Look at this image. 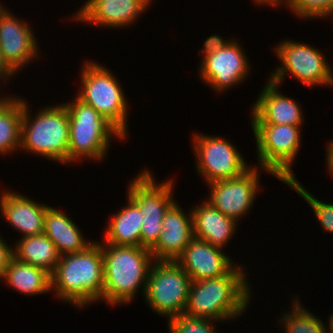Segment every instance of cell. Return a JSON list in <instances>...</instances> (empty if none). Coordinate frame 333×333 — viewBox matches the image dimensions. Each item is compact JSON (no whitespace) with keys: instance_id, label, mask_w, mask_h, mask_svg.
Listing matches in <instances>:
<instances>
[{"instance_id":"cell-25","label":"cell","mask_w":333,"mask_h":333,"mask_svg":"<svg viewBox=\"0 0 333 333\" xmlns=\"http://www.w3.org/2000/svg\"><path fill=\"white\" fill-rule=\"evenodd\" d=\"M22 118L23 100L19 98L0 116V154L21 147Z\"/></svg>"},{"instance_id":"cell-9","label":"cell","mask_w":333,"mask_h":333,"mask_svg":"<svg viewBox=\"0 0 333 333\" xmlns=\"http://www.w3.org/2000/svg\"><path fill=\"white\" fill-rule=\"evenodd\" d=\"M128 184V195L138 206L143 216L141 246L151 249L158 241L166 210L174 202L173 180L157 183L153 175L143 170Z\"/></svg>"},{"instance_id":"cell-2","label":"cell","mask_w":333,"mask_h":333,"mask_svg":"<svg viewBox=\"0 0 333 333\" xmlns=\"http://www.w3.org/2000/svg\"><path fill=\"white\" fill-rule=\"evenodd\" d=\"M103 288V254L96 241L81 252L60 256L51 274L56 296L77 307L103 300Z\"/></svg>"},{"instance_id":"cell-6","label":"cell","mask_w":333,"mask_h":333,"mask_svg":"<svg viewBox=\"0 0 333 333\" xmlns=\"http://www.w3.org/2000/svg\"><path fill=\"white\" fill-rule=\"evenodd\" d=\"M82 68V89L77 96L92 106L124 137L127 135V101L117 78L105 66L87 61Z\"/></svg>"},{"instance_id":"cell-14","label":"cell","mask_w":333,"mask_h":333,"mask_svg":"<svg viewBox=\"0 0 333 333\" xmlns=\"http://www.w3.org/2000/svg\"><path fill=\"white\" fill-rule=\"evenodd\" d=\"M0 5V51L3 60L16 73L37 56V39L23 20Z\"/></svg>"},{"instance_id":"cell-8","label":"cell","mask_w":333,"mask_h":333,"mask_svg":"<svg viewBox=\"0 0 333 333\" xmlns=\"http://www.w3.org/2000/svg\"><path fill=\"white\" fill-rule=\"evenodd\" d=\"M262 170L284 183L295 180L291 163L301 145L300 126L252 125Z\"/></svg>"},{"instance_id":"cell-34","label":"cell","mask_w":333,"mask_h":333,"mask_svg":"<svg viewBox=\"0 0 333 333\" xmlns=\"http://www.w3.org/2000/svg\"><path fill=\"white\" fill-rule=\"evenodd\" d=\"M283 0H254V2L255 3H258V4H268V5H270V6H280V4H282L281 2H282ZM284 2H286V0L285 1H283V3Z\"/></svg>"},{"instance_id":"cell-29","label":"cell","mask_w":333,"mask_h":333,"mask_svg":"<svg viewBox=\"0 0 333 333\" xmlns=\"http://www.w3.org/2000/svg\"><path fill=\"white\" fill-rule=\"evenodd\" d=\"M167 321L170 333H219L213 328V320L208 318L181 314Z\"/></svg>"},{"instance_id":"cell-19","label":"cell","mask_w":333,"mask_h":333,"mask_svg":"<svg viewBox=\"0 0 333 333\" xmlns=\"http://www.w3.org/2000/svg\"><path fill=\"white\" fill-rule=\"evenodd\" d=\"M46 208L47 205L12 191H4L0 195V210L5 220L20 231L22 237L44 233Z\"/></svg>"},{"instance_id":"cell-17","label":"cell","mask_w":333,"mask_h":333,"mask_svg":"<svg viewBox=\"0 0 333 333\" xmlns=\"http://www.w3.org/2000/svg\"><path fill=\"white\" fill-rule=\"evenodd\" d=\"M151 0H88L75 18L95 26L125 27L146 11Z\"/></svg>"},{"instance_id":"cell-16","label":"cell","mask_w":333,"mask_h":333,"mask_svg":"<svg viewBox=\"0 0 333 333\" xmlns=\"http://www.w3.org/2000/svg\"><path fill=\"white\" fill-rule=\"evenodd\" d=\"M221 249L194 237L176 262L192 282L217 278L226 275L235 266Z\"/></svg>"},{"instance_id":"cell-4","label":"cell","mask_w":333,"mask_h":333,"mask_svg":"<svg viewBox=\"0 0 333 333\" xmlns=\"http://www.w3.org/2000/svg\"><path fill=\"white\" fill-rule=\"evenodd\" d=\"M23 100L21 147L32 154L68 163L69 114L64 104L44 107L32 119Z\"/></svg>"},{"instance_id":"cell-23","label":"cell","mask_w":333,"mask_h":333,"mask_svg":"<svg viewBox=\"0 0 333 333\" xmlns=\"http://www.w3.org/2000/svg\"><path fill=\"white\" fill-rule=\"evenodd\" d=\"M3 279L22 294H42L51 289V274L45 269L10 258Z\"/></svg>"},{"instance_id":"cell-1","label":"cell","mask_w":333,"mask_h":333,"mask_svg":"<svg viewBox=\"0 0 333 333\" xmlns=\"http://www.w3.org/2000/svg\"><path fill=\"white\" fill-rule=\"evenodd\" d=\"M217 278L193 281L184 314L214 321L240 317L250 301V288L242 267Z\"/></svg>"},{"instance_id":"cell-7","label":"cell","mask_w":333,"mask_h":333,"mask_svg":"<svg viewBox=\"0 0 333 333\" xmlns=\"http://www.w3.org/2000/svg\"><path fill=\"white\" fill-rule=\"evenodd\" d=\"M192 280L176 261L153 260L147 277L146 303L169 320L184 314Z\"/></svg>"},{"instance_id":"cell-30","label":"cell","mask_w":333,"mask_h":333,"mask_svg":"<svg viewBox=\"0 0 333 333\" xmlns=\"http://www.w3.org/2000/svg\"><path fill=\"white\" fill-rule=\"evenodd\" d=\"M230 40L225 41L222 39L221 36L218 35H211L209 38L206 39L204 42V49L203 51V58L206 57L207 55L212 54L213 52L217 51L218 49H221L225 47Z\"/></svg>"},{"instance_id":"cell-21","label":"cell","mask_w":333,"mask_h":333,"mask_svg":"<svg viewBox=\"0 0 333 333\" xmlns=\"http://www.w3.org/2000/svg\"><path fill=\"white\" fill-rule=\"evenodd\" d=\"M44 234L54 243L60 256L81 252L93 243L86 242L76 224L51 206L46 208Z\"/></svg>"},{"instance_id":"cell-31","label":"cell","mask_w":333,"mask_h":333,"mask_svg":"<svg viewBox=\"0 0 333 333\" xmlns=\"http://www.w3.org/2000/svg\"><path fill=\"white\" fill-rule=\"evenodd\" d=\"M4 241L5 240L0 236V279L2 280L5 268L7 267L10 258L13 256V248L9 247Z\"/></svg>"},{"instance_id":"cell-15","label":"cell","mask_w":333,"mask_h":333,"mask_svg":"<svg viewBox=\"0 0 333 333\" xmlns=\"http://www.w3.org/2000/svg\"><path fill=\"white\" fill-rule=\"evenodd\" d=\"M186 215L174 201L166 210L157 243L150 249L157 261H176L194 238L192 212Z\"/></svg>"},{"instance_id":"cell-36","label":"cell","mask_w":333,"mask_h":333,"mask_svg":"<svg viewBox=\"0 0 333 333\" xmlns=\"http://www.w3.org/2000/svg\"><path fill=\"white\" fill-rule=\"evenodd\" d=\"M11 105H0V116L10 107Z\"/></svg>"},{"instance_id":"cell-20","label":"cell","mask_w":333,"mask_h":333,"mask_svg":"<svg viewBox=\"0 0 333 333\" xmlns=\"http://www.w3.org/2000/svg\"><path fill=\"white\" fill-rule=\"evenodd\" d=\"M192 209L195 238L222 248L232 238V234H236V221L221 213L208 200Z\"/></svg>"},{"instance_id":"cell-37","label":"cell","mask_w":333,"mask_h":333,"mask_svg":"<svg viewBox=\"0 0 333 333\" xmlns=\"http://www.w3.org/2000/svg\"><path fill=\"white\" fill-rule=\"evenodd\" d=\"M329 329H330V332L333 333V314L329 317Z\"/></svg>"},{"instance_id":"cell-33","label":"cell","mask_w":333,"mask_h":333,"mask_svg":"<svg viewBox=\"0 0 333 333\" xmlns=\"http://www.w3.org/2000/svg\"><path fill=\"white\" fill-rule=\"evenodd\" d=\"M326 151H327V154H326L327 168H328V171H330L329 173H331L333 176V141H331L328 144V148Z\"/></svg>"},{"instance_id":"cell-3","label":"cell","mask_w":333,"mask_h":333,"mask_svg":"<svg viewBox=\"0 0 333 333\" xmlns=\"http://www.w3.org/2000/svg\"><path fill=\"white\" fill-rule=\"evenodd\" d=\"M100 244L104 270L103 300L112 306L128 304L142 287L144 296L153 263L151 251L142 246Z\"/></svg>"},{"instance_id":"cell-10","label":"cell","mask_w":333,"mask_h":333,"mask_svg":"<svg viewBox=\"0 0 333 333\" xmlns=\"http://www.w3.org/2000/svg\"><path fill=\"white\" fill-rule=\"evenodd\" d=\"M275 47L282 65L272 72L269 79L271 82L280 86L285 75L291 74L306 86L333 85V73L324 54L319 50L289 40L280 42Z\"/></svg>"},{"instance_id":"cell-13","label":"cell","mask_w":333,"mask_h":333,"mask_svg":"<svg viewBox=\"0 0 333 333\" xmlns=\"http://www.w3.org/2000/svg\"><path fill=\"white\" fill-rule=\"evenodd\" d=\"M200 65L201 79L215 91L241 83L249 74L250 65L238 42L231 40L225 47L204 57Z\"/></svg>"},{"instance_id":"cell-27","label":"cell","mask_w":333,"mask_h":333,"mask_svg":"<svg viewBox=\"0 0 333 333\" xmlns=\"http://www.w3.org/2000/svg\"><path fill=\"white\" fill-rule=\"evenodd\" d=\"M286 184L308 202L315 212L320 225H322L321 227L327 232L333 233V205L317 200L308 190L300 185L297 179L289 181Z\"/></svg>"},{"instance_id":"cell-12","label":"cell","mask_w":333,"mask_h":333,"mask_svg":"<svg viewBox=\"0 0 333 333\" xmlns=\"http://www.w3.org/2000/svg\"><path fill=\"white\" fill-rule=\"evenodd\" d=\"M256 167L250 168L237 178L210 182L211 192L208 202L221 213L238 222L239 218L250 210L257 196L260 174L257 173L258 167Z\"/></svg>"},{"instance_id":"cell-32","label":"cell","mask_w":333,"mask_h":333,"mask_svg":"<svg viewBox=\"0 0 333 333\" xmlns=\"http://www.w3.org/2000/svg\"><path fill=\"white\" fill-rule=\"evenodd\" d=\"M15 72L7 65V63L3 60L2 53L0 51V80L14 76Z\"/></svg>"},{"instance_id":"cell-28","label":"cell","mask_w":333,"mask_h":333,"mask_svg":"<svg viewBox=\"0 0 333 333\" xmlns=\"http://www.w3.org/2000/svg\"><path fill=\"white\" fill-rule=\"evenodd\" d=\"M284 2L297 17L322 18L333 17V0H286ZM332 14V15H331ZM299 15V16H298Z\"/></svg>"},{"instance_id":"cell-22","label":"cell","mask_w":333,"mask_h":333,"mask_svg":"<svg viewBox=\"0 0 333 333\" xmlns=\"http://www.w3.org/2000/svg\"><path fill=\"white\" fill-rule=\"evenodd\" d=\"M128 205L110 218L104 233V243L117 246H141L142 214L139 206L128 196Z\"/></svg>"},{"instance_id":"cell-26","label":"cell","mask_w":333,"mask_h":333,"mask_svg":"<svg viewBox=\"0 0 333 333\" xmlns=\"http://www.w3.org/2000/svg\"><path fill=\"white\" fill-rule=\"evenodd\" d=\"M293 310L291 312H286L281 315L280 319L285 326V333H327L326 326L322 323V320L313 315V313L308 312V310L300 305L299 300L296 299L292 302Z\"/></svg>"},{"instance_id":"cell-5","label":"cell","mask_w":333,"mask_h":333,"mask_svg":"<svg viewBox=\"0 0 333 333\" xmlns=\"http://www.w3.org/2000/svg\"><path fill=\"white\" fill-rule=\"evenodd\" d=\"M69 114L68 163L78 159L101 160L107 153L110 137L123 135L92 106L76 98L64 103Z\"/></svg>"},{"instance_id":"cell-35","label":"cell","mask_w":333,"mask_h":333,"mask_svg":"<svg viewBox=\"0 0 333 333\" xmlns=\"http://www.w3.org/2000/svg\"><path fill=\"white\" fill-rule=\"evenodd\" d=\"M18 98L16 97L15 98V96H14V98L12 97V98H8L7 96H6V98H0V105H12L16 100H17Z\"/></svg>"},{"instance_id":"cell-11","label":"cell","mask_w":333,"mask_h":333,"mask_svg":"<svg viewBox=\"0 0 333 333\" xmlns=\"http://www.w3.org/2000/svg\"><path fill=\"white\" fill-rule=\"evenodd\" d=\"M197 173L209 184L216 180L233 179L242 176L249 167L240 152L225 138L194 134Z\"/></svg>"},{"instance_id":"cell-24","label":"cell","mask_w":333,"mask_h":333,"mask_svg":"<svg viewBox=\"0 0 333 333\" xmlns=\"http://www.w3.org/2000/svg\"><path fill=\"white\" fill-rule=\"evenodd\" d=\"M15 249L13 257L17 260L45 269L52 274L60 260L54 243L43 233L34 236L22 237Z\"/></svg>"},{"instance_id":"cell-18","label":"cell","mask_w":333,"mask_h":333,"mask_svg":"<svg viewBox=\"0 0 333 333\" xmlns=\"http://www.w3.org/2000/svg\"><path fill=\"white\" fill-rule=\"evenodd\" d=\"M259 94L253 104L251 125L300 126L303 123L299 104L281 94L277 84L269 80Z\"/></svg>"}]
</instances>
